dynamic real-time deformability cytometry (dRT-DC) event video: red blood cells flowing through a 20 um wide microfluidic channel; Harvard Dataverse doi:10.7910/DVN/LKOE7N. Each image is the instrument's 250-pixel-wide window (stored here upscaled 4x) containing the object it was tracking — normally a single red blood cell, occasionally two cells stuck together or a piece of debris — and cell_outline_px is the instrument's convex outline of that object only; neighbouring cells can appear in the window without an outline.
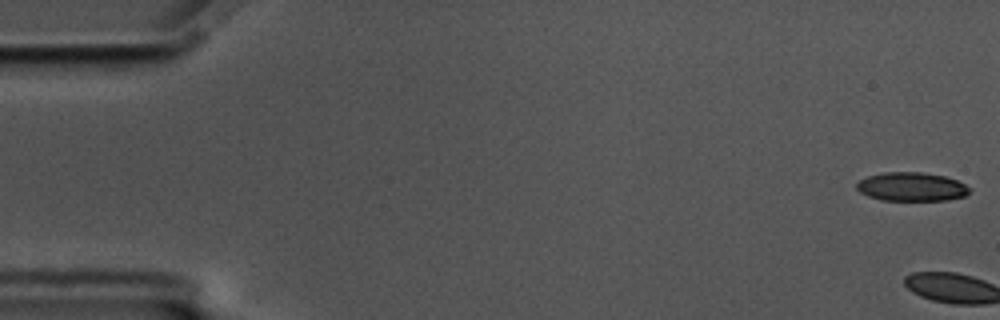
{"species": "common noctule bat (a hibernating species)", "species_latin": "Nyctalus noctula", "temperature_condition": "cold", "stored_images_in_passage": 3, "camera_frame_rate_fps": 3000, "um_per_image_px": 0.085, "animal": {"sex": "male", "body_mass_g": 17.5, "forearm_length_mm": 52.3}, "frame": {"image": 1, "passage_image": 1, "time_ms": 0.0, "image_size_px": [1000, 320], "cell_outline_px": [[972, 188], [964, 196], [948, 200], [880, 200], [868, 196], [860, 192], [856, 188], [856, 184], [860, 180], [868, 176], [884, 172], [924, 172], [944, 176], [956, 180]], "centroid_in_image_um": [77.47, 15.87], "position_along_channel_um": 7.5, "area_um2": 18.9}}